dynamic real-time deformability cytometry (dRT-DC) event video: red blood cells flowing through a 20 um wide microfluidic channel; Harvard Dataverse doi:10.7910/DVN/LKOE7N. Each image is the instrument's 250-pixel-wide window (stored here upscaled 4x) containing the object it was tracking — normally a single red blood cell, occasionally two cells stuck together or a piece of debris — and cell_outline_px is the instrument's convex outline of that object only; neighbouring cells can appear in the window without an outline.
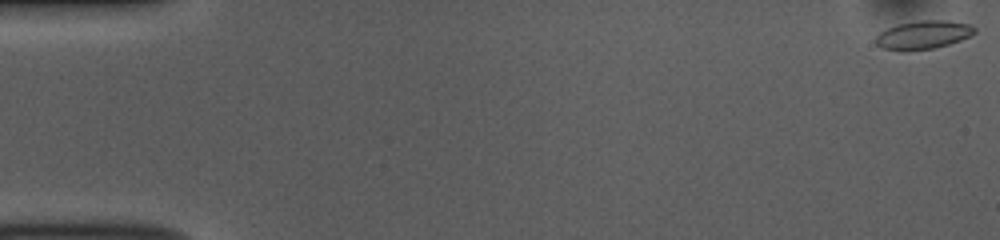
{"species": "common noctule bat (a hibernating species)", "species_latin": "Nyctalus noctula", "temperature_condition": "room temperature", "stored_images_in_passage": 54, "camera_frame_rate_fps": 3000, "um_per_image_px": 0.085, "animal": {"sex": "female", "body_mass_g": 10.0, "forearm_length_mm": 53.1}, "frame": {"image": 1, "passage_image": 1, "time_ms": 0.0, "image_size_px": [1000, 240], "cell_outline_px": [[976, 32], [960, 40], [936, 48], [908, 52], [900, 52], [880, 48], [876, 44], [876, 36], [880, 32], [896, 24], [920, 20], [948, 20], [972, 24], [976, 28]], "centroid_in_image_um": [78.45, 2.98], "position_along_channel_um": 6.5, "area_um2": 16.82}}
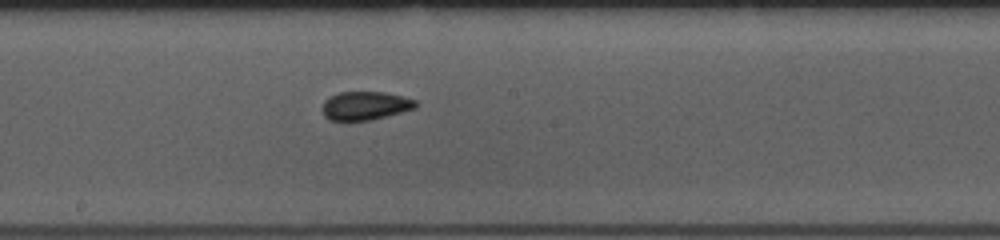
{"frame": {"image": 2, "passage_image": 29, "time_ms": 9.333, "image_size_px": [1000, 240], "cell_outline_px": [[416, 108], [388, 116], [372, 120], [328, 120], [324, 116], [324, 100], [328, 96], [340, 92], [384, 92], [404, 96], [416, 100]], "centroid_in_image_um": [31.06, 8.98], "position_along_channel_um": 217.1, "area_um2": 15.55}}
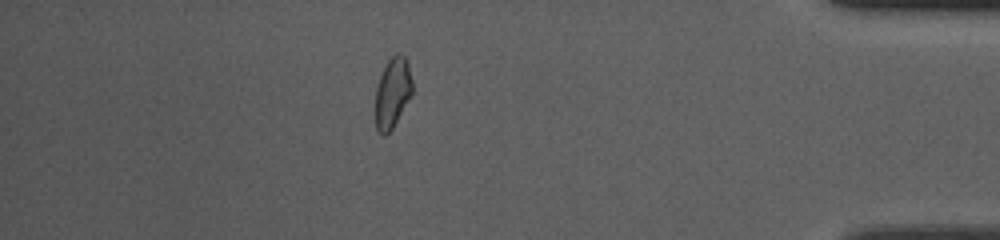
{"frame": {"image": 3, "passage_image": 47, "time_ms": 15.333, "image_size_px": [1000, 240], "cell_outline_px": [[412, 92], [392, 128], [384, 136], [376, 128], [372, 108], [376, 88], [380, 76], [388, 60], [396, 52], [400, 52], [404, 56], [408, 64], [412, 80]], "centroid_in_image_um": [33.3, 7.89], "position_along_channel_um": 401.9, "area_um2": 15.32}, "authors_computed_cell_mechanics": {"area_um2": 15.7794, "velocity_mm_per_s": 3.7648, "shape_relaxation_time_tau1_ms": null, "shape_relaxation_time_tau2_ms": 1.5377, "deformation_change_tau1": null, "deformation_change_tau2": 0.0519}}